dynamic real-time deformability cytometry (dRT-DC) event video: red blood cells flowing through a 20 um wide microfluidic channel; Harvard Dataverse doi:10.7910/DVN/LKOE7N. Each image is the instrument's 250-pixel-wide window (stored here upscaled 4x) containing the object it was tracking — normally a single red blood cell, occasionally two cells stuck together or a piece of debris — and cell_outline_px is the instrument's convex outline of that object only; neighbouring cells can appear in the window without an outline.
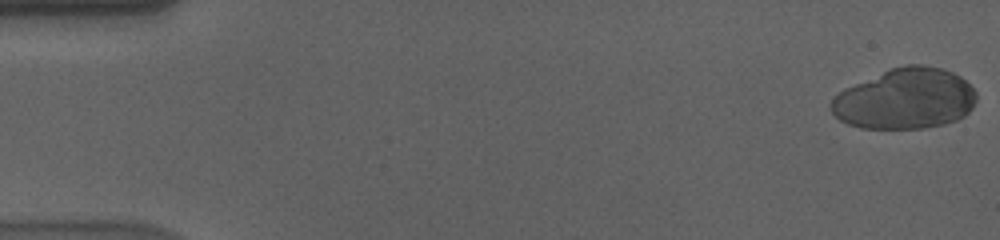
{"species": "human", "species_latin": "Homo sapiens", "temperature_condition": "cold", "stored_images_in_passage": 40, "camera_frame_rate_fps": 3000, "um_per_image_px": 0.085, "donor": {"sex": "male"}, "frame": {"image": 1, "passage_image": 1, "time_ms": 0.0, "image_size_px": [1000, 240], "cell_outline_px": [[976, 100], [972, 108], [964, 116], [956, 120], [944, 124], [924, 128], [860, 128], [848, 124], [840, 120], [832, 112], [832, 100], [844, 88], [892, 68], [908, 64], [920, 64], [940, 68], [952, 72], [960, 76], [976, 92]], "centroid_in_image_um": [76.95, 8.41], "position_along_channel_um": 8.0, "area_um2": 50.98}}
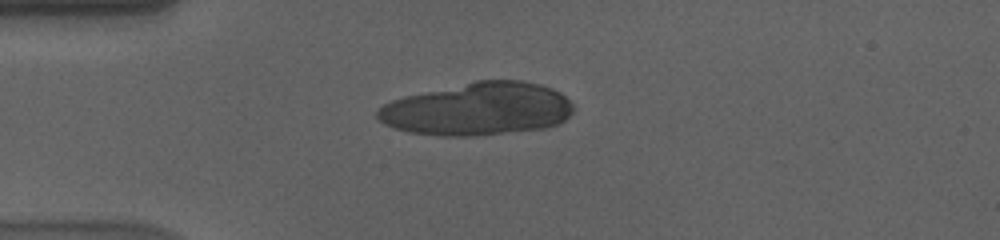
{"frame": {"image": 2, "passage_image": 15, "time_ms": 4.667, "image_size_px": [1000, 240], "cell_outline_px": [[576, 108], [560, 124], [544, 128], [476, 136], [440, 136], [408, 132], [384, 124], [376, 116], [376, 108], [392, 100], [404, 96], [476, 80], [520, 80], [540, 84], [552, 88], [560, 92]], "centroid_in_image_um": [40.6, 9.27], "position_along_channel_um": 44.4, "area_um2": 60.52}}